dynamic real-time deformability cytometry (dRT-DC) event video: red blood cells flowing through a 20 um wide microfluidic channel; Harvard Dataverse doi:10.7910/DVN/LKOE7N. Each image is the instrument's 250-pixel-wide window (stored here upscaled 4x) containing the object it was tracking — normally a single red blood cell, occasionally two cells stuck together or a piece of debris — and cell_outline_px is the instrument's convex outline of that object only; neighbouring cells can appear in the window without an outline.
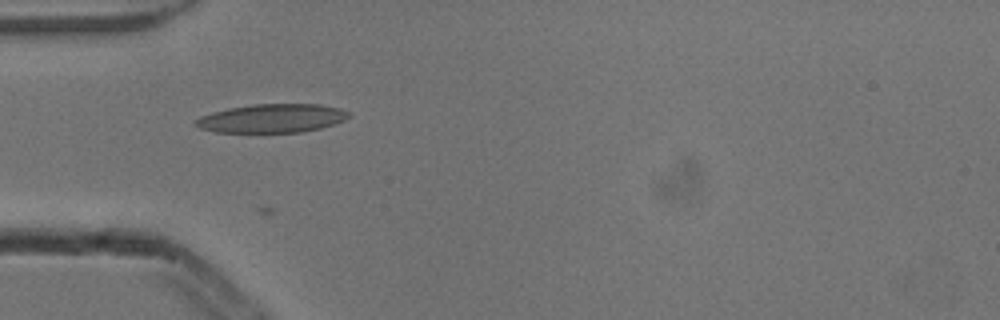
{"species": "common noctule bat (a hibernating species)", "species_latin": "Nyctalus noctula", "temperature_condition": "cold", "stored_images_in_passage": 3, "camera_frame_rate_fps": 3000, "um_per_image_px": 0.085, "animal": {"sex": "male", "body_mass_g": 13.3}, "frame": {"image": 1, "passage_image": 2, "time_ms": 0.333, "image_size_px": [1000, 320], "cell_outline_px": [[352, 116], [336, 124], [320, 128], [300, 132], [216, 132], [200, 128], [192, 124], [200, 116], [212, 112], [228, 108], [256, 104], [320, 104], [340, 108], [348, 112]], "centroid_in_image_um": [23.13, 10.05], "position_along_channel_um": 61.9, "area_um2": 25.61}}
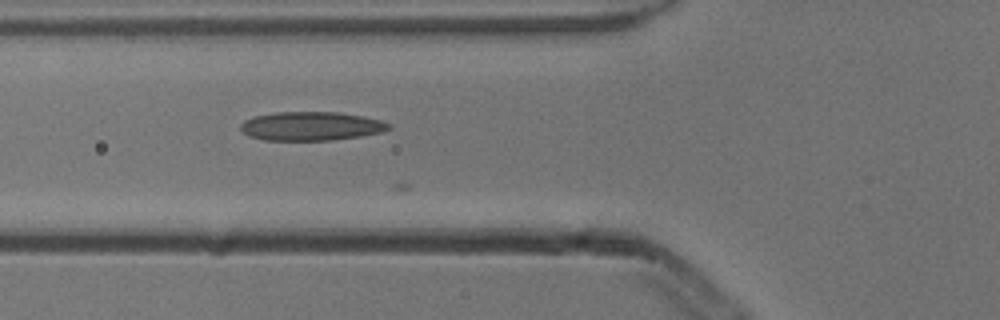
{"frame": {"image": 2, "passage_image": 3, "time_ms": 0.667, "image_size_px": [1000, 320], "cell_outline_px": [[392, 128], [384, 132], [360, 136], [332, 140], [264, 140], [248, 136], [240, 128], [240, 124], [244, 120], [252, 116], [276, 112], [336, 112], [364, 116], [380, 120], [392, 124]], "centroid_in_image_um": [26.46, 10.72], "position_along_channel_um": 99.3, "area_um2": 25.09}}